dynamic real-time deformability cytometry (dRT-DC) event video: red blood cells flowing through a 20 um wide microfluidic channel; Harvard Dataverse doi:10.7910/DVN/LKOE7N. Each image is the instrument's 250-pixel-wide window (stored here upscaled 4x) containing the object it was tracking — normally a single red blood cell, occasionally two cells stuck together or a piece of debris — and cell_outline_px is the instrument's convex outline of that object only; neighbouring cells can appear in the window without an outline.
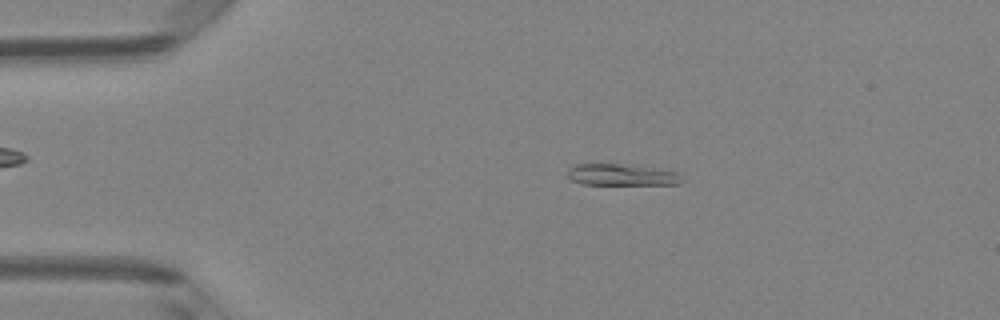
{"species": "Egyptian fruit bat (a non-hibernating species)", "species_latin": "Rousettus aegyptiacus", "temperature_condition": "room temperature", "stored_images_in_passage": 3, "camera_frame_rate_fps": 3000, "um_per_image_px": 0.085, "animal": {"sex": "female"}, "frame": {"image": 1, "passage_image": 1, "time_ms": 0.0, "image_size_px": [1000, 320], "cell_outline_px": [[684, 180], [680, 184], [584, 184], [572, 180], [568, 176], [568, 168], [576, 164], [620, 164], [652, 168], [680, 172]], "centroid_in_image_um": [52.88, 14.86], "position_along_channel_um": 32.1, "area_um2": 14.22}}